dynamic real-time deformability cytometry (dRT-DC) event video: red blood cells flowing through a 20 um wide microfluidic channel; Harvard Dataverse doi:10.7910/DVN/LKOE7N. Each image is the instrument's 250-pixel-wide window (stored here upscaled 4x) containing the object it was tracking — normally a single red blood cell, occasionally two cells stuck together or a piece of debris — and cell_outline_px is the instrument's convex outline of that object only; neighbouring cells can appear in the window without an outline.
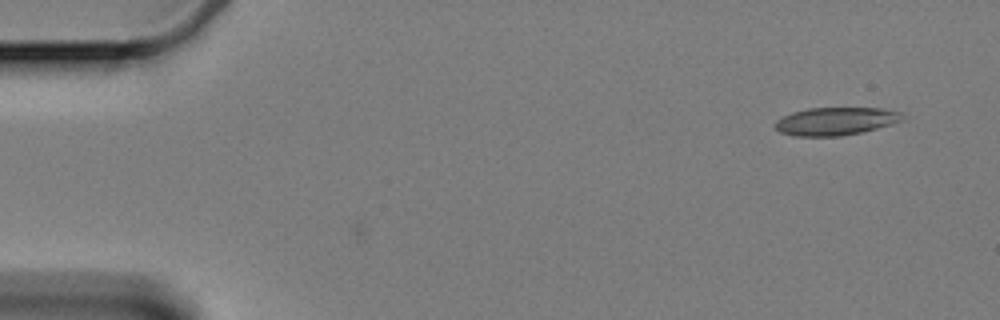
{"species": "Egyptian fruit bat (a non-hibernating species)", "species_latin": "Rousettus aegyptiacus", "temperature_condition": "cold", "stored_images_in_passage": 7, "camera_frame_rate_fps": 3000, "um_per_image_px": 0.085, "animal": {"sex": "female"}, "frame": {"image": 1, "passage_image": 7, "time_ms": 2.0, "image_size_px": [1000, 320], "cell_outline_px": [[908, 116], [904, 120], [892, 124], [860, 132], [840, 136], [792, 136], [780, 132], [772, 124], [776, 120], [792, 112], [808, 108], [880, 108], [900, 112]], "centroid_in_image_um": [71.04, 10.3], "position_along_channel_um": 14.0, "area_um2": 20.81}}